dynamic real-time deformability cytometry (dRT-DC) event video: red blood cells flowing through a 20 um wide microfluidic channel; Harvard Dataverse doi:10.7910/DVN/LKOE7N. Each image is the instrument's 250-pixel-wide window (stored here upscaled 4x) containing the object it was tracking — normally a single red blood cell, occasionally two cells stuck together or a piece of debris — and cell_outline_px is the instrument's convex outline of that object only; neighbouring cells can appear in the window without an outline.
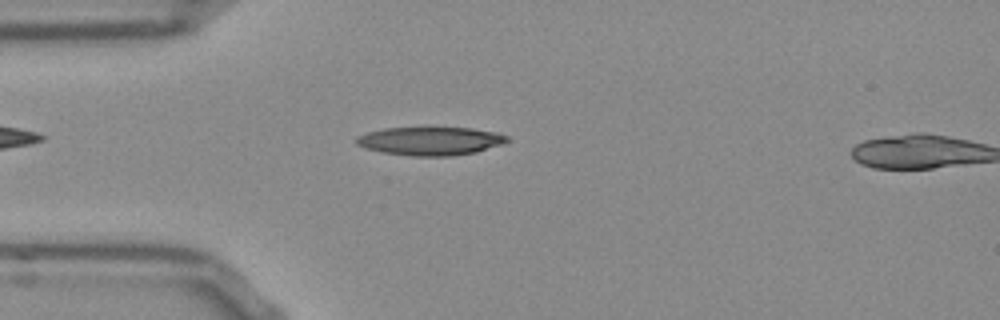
{"species": "Egyptian fruit bat (a non-hibernating species)", "species_latin": "Rousettus aegyptiacus", "temperature_condition": "room temperature", "stored_images_in_passage": 14, "camera_frame_rate_fps": 3000, "um_per_image_px": 0.085, "frame": {"image": 1, "passage_image": 12, "time_ms": 3.667, "image_size_px": [1000, 320], "cell_outline_px": [[512, 140], [504, 144], [476, 152], [452, 156], [412, 156], [380, 152], [364, 148], [356, 144], [356, 136], [368, 132], [384, 128], [472, 128], [496, 132], [508, 136]], "centroid_in_image_um": [36.61, 11.99], "position_along_channel_um": 48.4, "area_um2": 25.14}}